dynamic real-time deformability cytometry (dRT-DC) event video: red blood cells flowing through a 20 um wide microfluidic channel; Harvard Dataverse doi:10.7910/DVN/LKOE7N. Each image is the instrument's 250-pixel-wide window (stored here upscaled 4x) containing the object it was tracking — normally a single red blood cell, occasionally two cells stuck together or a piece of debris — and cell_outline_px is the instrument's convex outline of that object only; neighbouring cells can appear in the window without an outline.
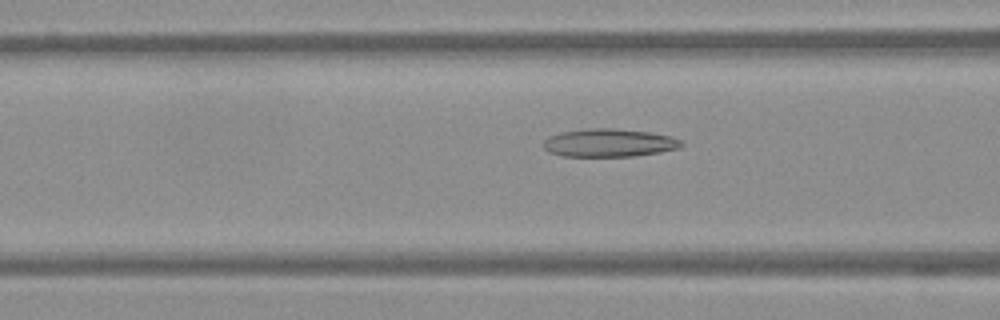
{"species": "Egyptian fruit bat (a non-hibernating species)", "species_latin": "Rousettus aegyptiacus", "temperature_condition": "warm", "stored_images_in_passage": 34, "camera_frame_rate_fps": 3000, "um_per_image_px": 0.085, "frame": {"image": 1, "passage_image": 6, "time_ms": 1.667, "image_size_px": [1000, 320], "cell_outline_px": [[684, 144], [680, 148], [660, 152], [636, 156], [564, 156], [548, 152], [544, 148], [544, 140], [548, 136], [560, 132], [588, 128], [616, 128], [648, 132], [672, 136], [680, 140]], "centroid_in_image_um": [51.78, 12.13], "position_along_channel_um": 114.8, "area_um2": 22.72}}
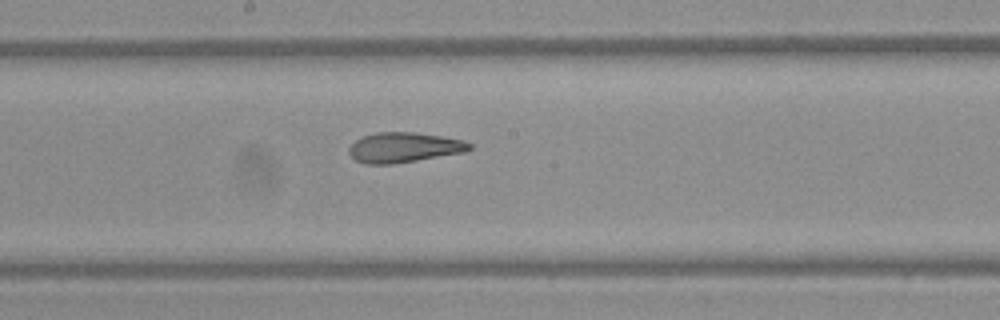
{"frame": {"image": 2, "passage_image": 14, "time_ms": 4.333, "image_size_px": [1000, 320], "cell_outline_px": [[472, 148], [464, 152], [392, 164], [368, 164], [356, 160], [348, 152], [348, 148], [356, 140], [364, 136], [376, 132], [416, 132], [464, 140], [472, 144]], "centroid_in_image_um": [34.34, 12.52], "position_along_channel_um": 213.9, "area_um2": 20.92}}
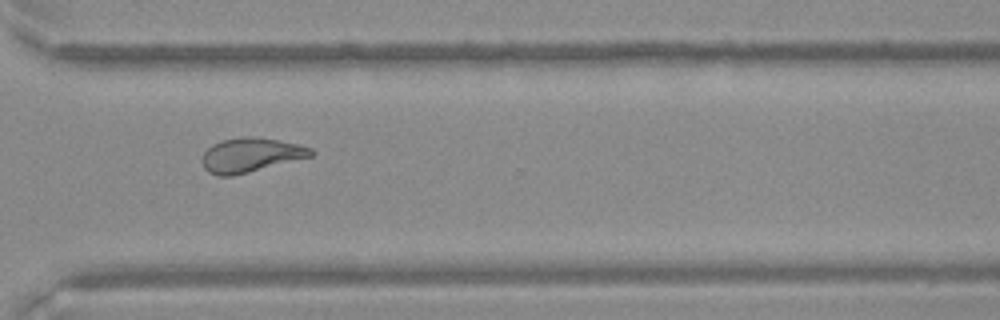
{"frame": {"image": 3, "passage_image": 25, "time_ms": 8.0, "image_size_px": [1000, 320], "cell_outline_px": [[316, 152], [312, 156], [232, 176], [220, 176], [208, 172], [204, 168], [200, 160], [204, 152], [212, 144], [224, 140], [244, 136], [256, 136], [300, 144], [312, 148]], "centroid_in_image_um": [21.31, 13.17], "position_along_channel_um": 349.3, "area_um2": 21.79}}